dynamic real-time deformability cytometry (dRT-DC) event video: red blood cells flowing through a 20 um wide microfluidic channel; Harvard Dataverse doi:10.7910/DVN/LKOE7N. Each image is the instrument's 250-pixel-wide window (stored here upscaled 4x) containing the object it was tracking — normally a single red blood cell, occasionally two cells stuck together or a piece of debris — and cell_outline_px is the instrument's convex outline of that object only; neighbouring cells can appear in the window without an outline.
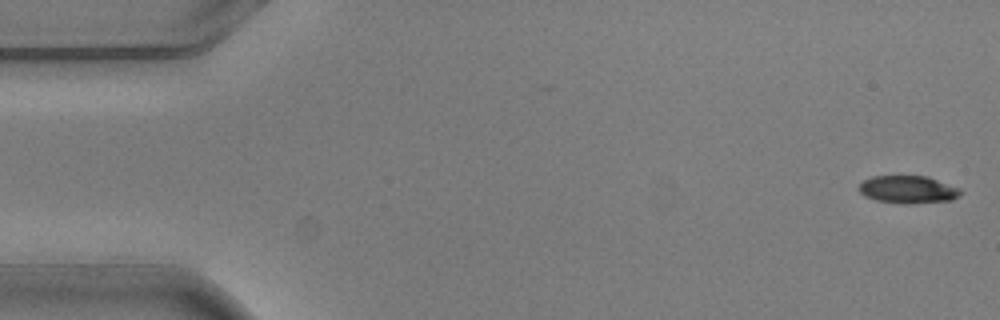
{"species": "common noctule bat (a hibernating species)", "species_latin": "Nyctalus noctula", "temperature_condition": "warm", "stored_images_in_passage": 5, "camera_frame_rate_fps": 3000, "um_per_image_px": 0.085, "animal": {"sex": "male", "body_mass_g": 20.5, "forearm_length_mm": 52.5}, "frame": {"image": 1, "passage_image": 1, "time_ms": 0.0, "image_size_px": [1000, 320], "cell_outline_px": [[960, 196], [952, 200], [876, 200], [864, 196], [856, 188], [864, 180], [872, 176], [928, 176], [960, 188]], "centroid_in_image_um": [77.14, 16.03], "position_along_channel_um": 7.9, "area_um2": 15.32}}
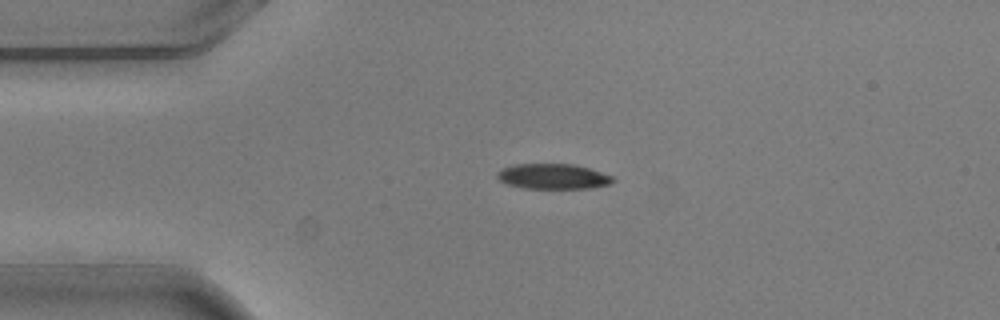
{"frame": {"image": 2, "passage_image": 4, "time_ms": 1.0, "image_size_px": [1000, 320], "cell_outline_px": [[616, 180], [608, 184], [588, 188], [524, 188], [508, 184], [500, 180], [496, 176], [496, 172], [504, 168], [516, 164], [576, 164], [612, 176]], "centroid_in_image_um": [47.0, 14.99], "position_along_channel_um": 38.0, "area_um2": 16.82}}